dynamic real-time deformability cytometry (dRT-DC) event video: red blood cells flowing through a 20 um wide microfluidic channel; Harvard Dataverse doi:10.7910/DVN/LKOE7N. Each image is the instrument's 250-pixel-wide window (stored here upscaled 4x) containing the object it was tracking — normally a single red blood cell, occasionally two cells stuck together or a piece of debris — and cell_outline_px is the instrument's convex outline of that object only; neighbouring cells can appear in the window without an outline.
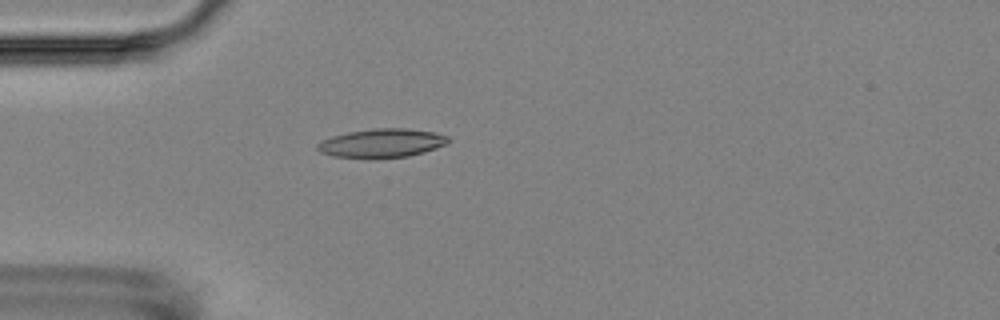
{"species": "Egyptian fruit bat (a non-hibernating species)", "species_latin": "Rousettus aegyptiacus", "temperature_condition": "room temperature", "stored_images_in_passage": 4, "camera_frame_rate_fps": 3000, "um_per_image_px": 0.085, "animal": {"sex": "female"}, "frame": {"image": 1, "passage_image": 4, "time_ms": 3.667, "image_size_px": [1000, 320], "cell_outline_px": [[448, 144], [424, 152], [408, 156], [332, 156], [320, 152], [316, 148], [316, 144], [332, 136], [348, 132], [372, 128], [404, 128], [432, 132], [448, 136]], "centroid_in_image_um": [32.46, 12.13], "position_along_channel_um": 52.5, "area_um2": 21.21}}